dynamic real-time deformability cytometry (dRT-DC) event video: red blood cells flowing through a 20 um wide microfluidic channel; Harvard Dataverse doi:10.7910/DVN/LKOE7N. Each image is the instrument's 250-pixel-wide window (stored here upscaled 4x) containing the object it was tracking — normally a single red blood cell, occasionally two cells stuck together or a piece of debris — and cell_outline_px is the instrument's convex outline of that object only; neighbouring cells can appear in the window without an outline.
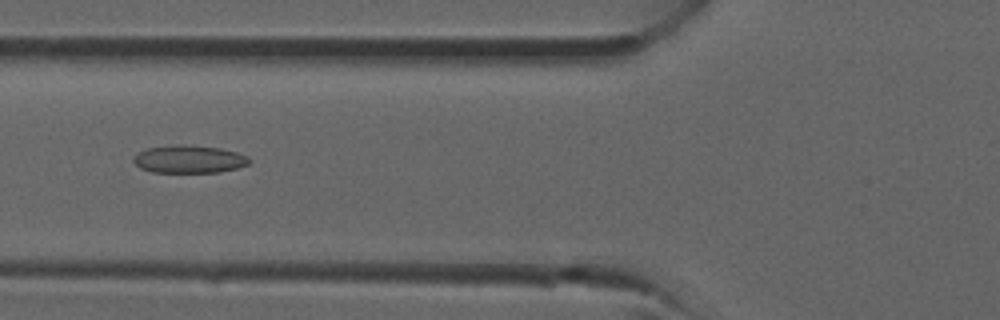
{"species": "common noctule bat (a hibernating species)", "species_latin": "Nyctalus noctula", "temperature_condition": "room temperature", "stored_images_in_passage": 30, "camera_frame_rate_fps": 3000, "um_per_image_px": 0.085, "animal": {"sex": "male", "forearm_length_mm": 52.5}, "frame": {"image": 1, "passage_image": 7, "time_ms": 2.0, "image_size_px": [1000, 320], "cell_outline_px": [[248, 164], [236, 168], [220, 172], [152, 172], [140, 168], [132, 160], [144, 148], [172, 144], [180, 144], [220, 148], [236, 152], [248, 156]], "centroid_in_image_um": [16.04, 13.52], "position_along_channel_um": 109.8, "area_um2": 18.67}}
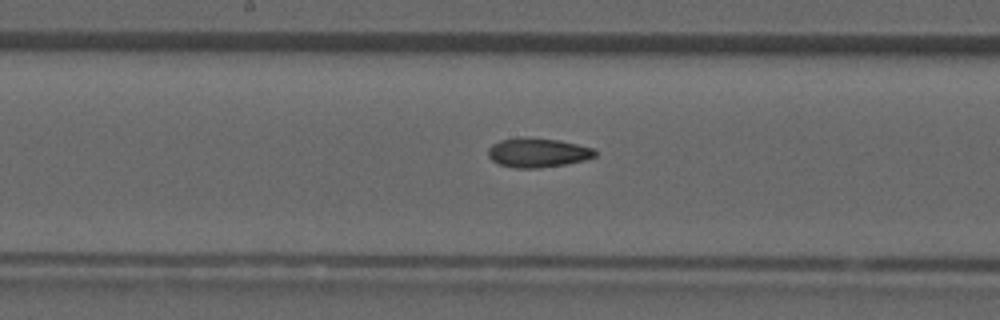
{"frame": {"image": 2, "passage_image": 12, "time_ms": 3.667, "image_size_px": [1000, 320], "cell_outline_px": [[596, 156], [584, 160], [568, 164], [536, 168], [516, 168], [500, 164], [492, 160], [488, 156], [488, 148], [492, 144], [500, 140], [560, 140], [592, 148], [596, 152]], "centroid_in_image_um": [45.73, 13.02], "position_along_channel_um": 202.5, "area_um2": 17.46}}
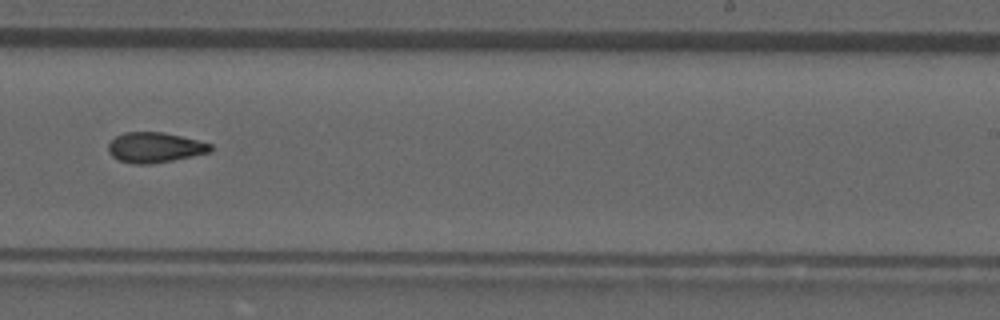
{"frame": {"image": 3, "passage_image": 16, "time_ms": 5.0, "image_size_px": [1000, 320], "cell_outline_px": [[212, 152], [152, 164], [132, 164], [120, 160], [112, 156], [108, 152], [108, 144], [116, 136], [124, 132], [164, 132], [212, 144]], "centroid_in_image_um": [13.15, 12.54], "position_along_channel_um": 275.8, "area_um2": 17.98}}